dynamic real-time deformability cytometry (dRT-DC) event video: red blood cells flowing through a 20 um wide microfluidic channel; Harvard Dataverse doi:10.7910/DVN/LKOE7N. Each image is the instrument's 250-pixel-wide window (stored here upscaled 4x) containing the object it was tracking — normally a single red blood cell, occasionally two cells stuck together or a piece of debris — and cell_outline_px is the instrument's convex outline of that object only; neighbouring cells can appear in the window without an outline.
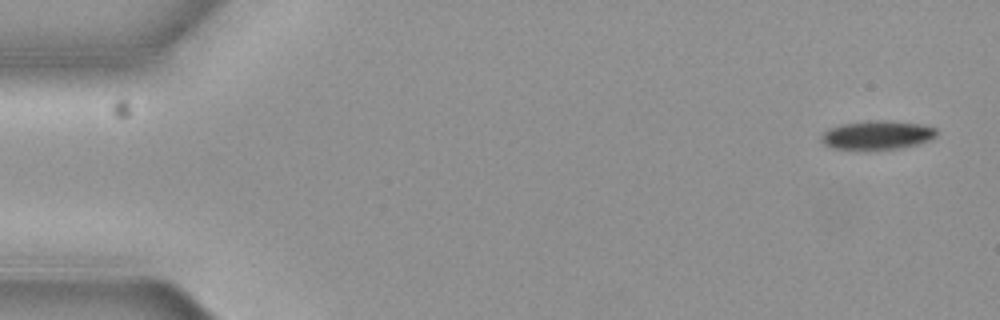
{"species": "common noctule bat (a hibernating species)", "species_latin": "Nyctalus noctula", "temperature_condition": "cold", "stored_images_in_passage": 5, "camera_frame_rate_fps": 3000, "um_per_image_px": 0.085, "animal": {"sex": "female", "body_mass_g": 19.3, "forearm_length_mm": 54.1}, "frame": {"image": 1, "passage_image": 1, "time_ms": 0.0, "image_size_px": [1000, 320], "cell_outline_px": [[936, 136], [928, 140], [916, 144], [896, 148], [832, 148], [824, 144], [824, 132], [840, 124], [868, 120], [888, 120], [920, 124], [936, 128]], "centroid_in_image_um": [74.6, 11.44], "position_along_channel_um": 10.4, "area_um2": 18.67}}
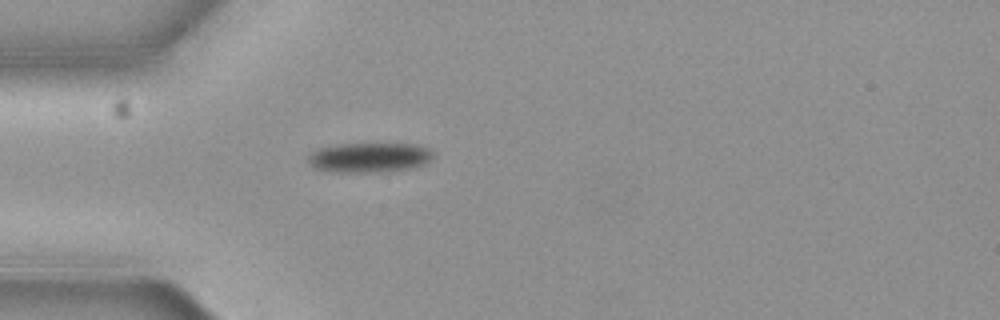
{"frame": {"image": 2, "passage_image": 5, "time_ms": 1.333, "image_size_px": [1000, 320], "cell_outline_px": [[432, 156], [424, 164], [412, 168], [388, 172], [340, 172], [316, 168], [308, 160], [308, 156], [312, 152], [320, 148], [344, 144], [416, 144], [428, 148], [432, 152]], "centroid_in_image_um": [31.44, 13.39], "position_along_channel_um": 53.6, "area_um2": 21.39}}